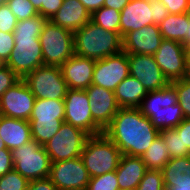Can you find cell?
<instances>
[{
  "label": "cell",
  "instance_id": "obj_1",
  "mask_svg": "<svg viewBox=\"0 0 190 190\" xmlns=\"http://www.w3.org/2000/svg\"><path fill=\"white\" fill-rule=\"evenodd\" d=\"M103 133L122 154L142 157L159 130L139 108H120Z\"/></svg>",
  "mask_w": 190,
  "mask_h": 190
},
{
  "label": "cell",
  "instance_id": "obj_2",
  "mask_svg": "<svg viewBox=\"0 0 190 190\" xmlns=\"http://www.w3.org/2000/svg\"><path fill=\"white\" fill-rule=\"evenodd\" d=\"M47 19L40 14L18 21L13 35L15 45L5 65L20 79L44 65L39 36Z\"/></svg>",
  "mask_w": 190,
  "mask_h": 190
},
{
  "label": "cell",
  "instance_id": "obj_3",
  "mask_svg": "<svg viewBox=\"0 0 190 190\" xmlns=\"http://www.w3.org/2000/svg\"><path fill=\"white\" fill-rule=\"evenodd\" d=\"M123 51V38L91 20L74 33V54L94 60L104 59Z\"/></svg>",
  "mask_w": 190,
  "mask_h": 190
},
{
  "label": "cell",
  "instance_id": "obj_4",
  "mask_svg": "<svg viewBox=\"0 0 190 190\" xmlns=\"http://www.w3.org/2000/svg\"><path fill=\"white\" fill-rule=\"evenodd\" d=\"M121 156L122 152L104 133L90 135L81 153L90 178L115 171Z\"/></svg>",
  "mask_w": 190,
  "mask_h": 190
},
{
  "label": "cell",
  "instance_id": "obj_5",
  "mask_svg": "<svg viewBox=\"0 0 190 190\" xmlns=\"http://www.w3.org/2000/svg\"><path fill=\"white\" fill-rule=\"evenodd\" d=\"M39 41L44 65L61 67L74 55V33L50 20L44 24Z\"/></svg>",
  "mask_w": 190,
  "mask_h": 190
},
{
  "label": "cell",
  "instance_id": "obj_6",
  "mask_svg": "<svg viewBox=\"0 0 190 190\" xmlns=\"http://www.w3.org/2000/svg\"><path fill=\"white\" fill-rule=\"evenodd\" d=\"M11 156L14 169L28 181L48 178L52 162L44 146L35 140L11 150Z\"/></svg>",
  "mask_w": 190,
  "mask_h": 190
},
{
  "label": "cell",
  "instance_id": "obj_7",
  "mask_svg": "<svg viewBox=\"0 0 190 190\" xmlns=\"http://www.w3.org/2000/svg\"><path fill=\"white\" fill-rule=\"evenodd\" d=\"M23 80L36 99L64 100L68 90L59 66L42 65Z\"/></svg>",
  "mask_w": 190,
  "mask_h": 190
},
{
  "label": "cell",
  "instance_id": "obj_8",
  "mask_svg": "<svg viewBox=\"0 0 190 190\" xmlns=\"http://www.w3.org/2000/svg\"><path fill=\"white\" fill-rule=\"evenodd\" d=\"M89 136L84 130L63 122L57 134L43 146L51 162L66 161L81 157Z\"/></svg>",
  "mask_w": 190,
  "mask_h": 190
},
{
  "label": "cell",
  "instance_id": "obj_9",
  "mask_svg": "<svg viewBox=\"0 0 190 190\" xmlns=\"http://www.w3.org/2000/svg\"><path fill=\"white\" fill-rule=\"evenodd\" d=\"M48 178L57 190H86L90 181L81 157L52 162Z\"/></svg>",
  "mask_w": 190,
  "mask_h": 190
},
{
  "label": "cell",
  "instance_id": "obj_10",
  "mask_svg": "<svg viewBox=\"0 0 190 190\" xmlns=\"http://www.w3.org/2000/svg\"><path fill=\"white\" fill-rule=\"evenodd\" d=\"M64 104V122L84 130L89 135L103 133V130L93 121L85 90L68 89Z\"/></svg>",
  "mask_w": 190,
  "mask_h": 190
},
{
  "label": "cell",
  "instance_id": "obj_11",
  "mask_svg": "<svg viewBox=\"0 0 190 190\" xmlns=\"http://www.w3.org/2000/svg\"><path fill=\"white\" fill-rule=\"evenodd\" d=\"M130 75L127 53L118 54L96 60L92 84L113 91Z\"/></svg>",
  "mask_w": 190,
  "mask_h": 190
},
{
  "label": "cell",
  "instance_id": "obj_12",
  "mask_svg": "<svg viewBox=\"0 0 190 190\" xmlns=\"http://www.w3.org/2000/svg\"><path fill=\"white\" fill-rule=\"evenodd\" d=\"M127 57L130 75L138 79L148 92L161 90L170 84L153 55L127 53Z\"/></svg>",
  "mask_w": 190,
  "mask_h": 190
},
{
  "label": "cell",
  "instance_id": "obj_13",
  "mask_svg": "<svg viewBox=\"0 0 190 190\" xmlns=\"http://www.w3.org/2000/svg\"><path fill=\"white\" fill-rule=\"evenodd\" d=\"M153 57L169 82L184 78L186 48L183 44L163 39Z\"/></svg>",
  "mask_w": 190,
  "mask_h": 190
},
{
  "label": "cell",
  "instance_id": "obj_14",
  "mask_svg": "<svg viewBox=\"0 0 190 190\" xmlns=\"http://www.w3.org/2000/svg\"><path fill=\"white\" fill-rule=\"evenodd\" d=\"M35 100L30 88L20 79L0 97L2 114L29 121Z\"/></svg>",
  "mask_w": 190,
  "mask_h": 190
},
{
  "label": "cell",
  "instance_id": "obj_15",
  "mask_svg": "<svg viewBox=\"0 0 190 190\" xmlns=\"http://www.w3.org/2000/svg\"><path fill=\"white\" fill-rule=\"evenodd\" d=\"M93 121L104 131L120 106L113 91L91 84L85 89Z\"/></svg>",
  "mask_w": 190,
  "mask_h": 190
},
{
  "label": "cell",
  "instance_id": "obj_16",
  "mask_svg": "<svg viewBox=\"0 0 190 190\" xmlns=\"http://www.w3.org/2000/svg\"><path fill=\"white\" fill-rule=\"evenodd\" d=\"M154 0H130L120 11V35L153 24Z\"/></svg>",
  "mask_w": 190,
  "mask_h": 190
},
{
  "label": "cell",
  "instance_id": "obj_17",
  "mask_svg": "<svg viewBox=\"0 0 190 190\" xmlns=\"http://www.w3.org/2000/svg\"><path fill=\"white\" fill-rule=\"evenodd\" d=\"M163 38L156 24L130 31L123 37V51L133 54L153 55L161 45Z\"/></svg>",
  "mask_w": 190,
  "mask_h": 190
},
{
  "label": "cell",
  "instance_id": "obj_18",
  "mask_svg": "<svg viewBox=\"0 0 190 190\" xmlns=\"http://www.w3.org/2000/svg\"><path fill=\"white\" fill-rule=\"evenodd\" d=\"M96 60L74 54L60 68L68 89L85 90L92 84Z\"/></svg>",
  "mask_w": 190,
  "mask_h": 190
},
{
  "label": "cell",
  "instance_id": "obj_19",
  "mask_svg": "<svg viewBox=\"0 0 190 190\" xmlns=\"http://www.w3.org/2000/svg\"><path fill=\"white\" fill-rule=\"evenodd\" d=\"M91 20V13L79 0H63L62 6L50 21L75 33Z\"/></svg>",
  "mask_w": 190,
  "mask_h": 190
},
{
  "label": "cell",
  "instance_id": "obj_20",
  "mask_svg": "<svg viewBox=\"0 0 190 190\" xmlns=\"http://www.w3.org/2000/svg\"><path fill=\"white\" fill-rule=\"evenodd\" d=\"M147 170L142 157L122 154L119 165L115 170L119 190H135Z\"/></svg>",
  "mask_w": 190,
  "mask_h": 190
},
{
  "label": "cell",
  "instance_id": "obj_21",
  "mask_svg": "<svg viewBox=\"0 0 190 190\" xmlns=\"http://www.w3.org/2000/svg\"><path fill=\"white\" fill-rule=\"evenodd\" d=\"M161 171L166 190H190V156L170 158Z\"/></svg>",
  "mask_w": 190,
  "mask_h": 190
},
{
  "label": "cell",
  "instance_id": "obj_22",
  "mask_svg": "<svg viewBox=\"0 0 190 190\" xmlns=\"http://www.w3.org/2000/svg\"><path fill=\"white\" fill-rule=\"evenodd\" d=\"M0 137L9 150L33 140L29 121L4 115L0 119Z\"/></svg>",
  "mask_w": 190,
  "mask_h": 190
},
{
  "label": "cell",
  "instance_id": "obj_23",
  "mask_svg": "<svg viewBox=\"0 0 190 190\" xmlns=\"http://www.w3.org/2000/svg\"><path fill=\"white\" fill-rule=\"evenodd\" d=\"M148 91L138 79L129 75L114 90L120 108H139Z\"/></svg>",
  "mask_w": 190,
  "mask_h": 190
},
{
  "label": "cell",
  "instance_id": "obj_24",
  "mask_svg": "<svg viewBox=\"0 0 190 190\" xmlns=\"http://www.w3.org/2000/svg\"><path fill=\"white\" fill-rule=\"evenodd\" d=\"M189 22L187 13L169 14L158 27L163 39L180 42L189 48Z\"/></svg>",
  "mask_w": 190,
  "mask_h": 190
},
{
  "label": "cell",
  "instance_id": "obj_25",
  "mask_svg": "<svg viewBox=\"0 0 190 190\" xmlns=\"http://www.w3.org/2000/svg\"><path fill=\"white\" fill-rule=\"evenodd\" d=\"M178 103L176 92L174 88L169 84L167 87L161 90H155L148 92L143 98L142 103L139 107L141 113L149 118L153 111L170 107Z\"/></svg>",
  "mask_w": 190,
  "mask_h": 190
},
{
  "label": "cell",
  "instance_id": "obj_26",
  "mask_svg": "<svg viewBox=\"0 0 190 190\" xmlns=\"http://www.w3.org/2000/svg\"><path fill=\"white\" fill-rule=\"evenodd\" d=\"M64 100L36 99L29 120H64Z\"/></svg>",
  "mask_w": 190,
  "mask_h": 190
},
{
  "label": "cell",
  "instance_id": "obj_27",
  "mask_svg": "<svg viewBox=\"0 0 190 190\" xmlns=\"http://www.w3.org/2000/svg\"><path fill=\"white\" fill-rule=\"evenodd\" d=\"M184 114L179 103L168 106L166 108L153 111V114L149 117L151 123L159 130L174 129L183 120Z\"/></svg>",
  "mask_w": 190,
  "mask_h": 190
},
{
  "label": "cell",
  "instance_id": "obj_28",
  "mask_svg": "<svg viewBox=\"0 0 190 190\" xmlns=\"http://www.w3.org/2000/svg\"><path fill=\"white\" fill-rule=\"evenodd\" d=\"M142 160L147 166V169L153 170H162L170 160L168 147L160 135L153 141L151 146L143 154Z\"/></svg>",
  "mask_w": 190,
  "mask_h": 190
},
{
  "label": "cell",
  "instance_id": "obj_29",
  "mask_svg": "<svg viewBox=\"0 0 190 190\" xmlns=\"http://www.w3.org/2000/svg\"><path fill=\"white\" fill-rule=\"evenodd\" d=\"M64 120H29L32 139L45 145L57 134Z\"/></svg>",
  "mask_w": 190,
  "mask_h": 190
},
{
  "label": "cell",
  "instance_id": "obj_30",
  "mask_svg": "<svg viewBox=\"0 0 190 190\" xmlns=\"http://www.w3.org/2000/svg\"><path fill=\"white\" fill-rule=\"evenodd\" d=\"M120 17V11L103 6L91 14V21L108 31L120 33Z\"/></svg>",
  "mask_w": 190,
  "mask_h": 190
},
{
  "label": "cell",
  "instance_id": "obj_31",
  "mask_svg": "<svg viewBox=\"0 0 190 190\" xmlns=\"http://www.w3.org/2000/svg\"><path fill=\"white\" fill-rule=\"evenodd\" d=\"M159 135L163 138L168 147L170 158L190 156V151L188 149H183L182 138L175 129L159 131Z\"/></svg>",
  "mask_w": 190,
  "mask_h": 190
},
{
  "label": "cell",
  "instance_id": "obj_32",
  "mask_svg": "<svg viewBox=\"0 0 190 190\" xmlns=\"http://www.w3.org/2000/svg\"><path fill=\"white\" fill-rule=\"evenodd\" d=\"M174 88L178 103L184 114V118H190V80L182 78L170 82Z\"/></svg>",
  "mask_w": 190,
  "mask_h": 190
},
{
  "label": "cell",
  "instance_id": "obj_33",
  "mask_svg": "<svg viewBox=\"0 0 190 190\" xmlns=\"http://www.w3.org/2000/svg\"><path fill=\"white\" fill-rule=\"evenodd\" d=\"M86 190H119L116 172L112 171L90 178Z\"/></svg>",
  "mask_w": 190,
  "mask_h": 190
},
{
  "label": "cell",
  "instance_id": "obj_34",
  "mask_svg": "<svg viewBox=\"0 0 190 190\" xmlns=\"http://www.w3.org/2000/svg\"><path fill=\"white\" fill-rule=\"evenodd\" d=\"M29 181L14 168L0 177V190H27Z\"/></svg>",
  "mask_w": 190,
  "mask_h": 190
},
{
  "label": "cell",
  "instance_id": "obj_35",
  "mask_svg": "<svg viewBox=\"0 0 190 190\" xmlns=\"http://www.w3.org/2000/svg\"><path fill=\"white\" fill-rule=\"evenodd\" d=\"M164 180L161 170L148 169L135 190H164Z\"/></svg>",
  "mask_w": 190,
  "mask_h": 190
},
{
  "label": "cell",
  "instance_id": "obj_36",
  "mask_svg": "<svg viewBox=\"0 0 190 190\" xmlns=\"http://www.w3.org/2000/svg\"><path fill=\"white\" fill-rule=\"evenodd\" d=\"M7 5L18 21L34 17L38 14L29 0H8Z\"/></svg>",
  "mask_w": 190,
  "mask_h": 190
},
{
  "label": "cell",
  "instance_id": "obj_37",
  "mask_svg": "<svg viewBox=\"0 0 190 190\" xmlns=\"http://www.w3.org/2000/svg\"><path fill=\"white\" fill-rule=\"evenodd\" d=\"M18 23L10 7L5 4L0 6V31L4 33H13Z\"/></svg>",
  "mask_w": 190,
  "mask_h": 190
},
{
  "label": "cell",
  "instance_id": "obj_38",
  "mask_svg": "<svg viewBox=\"0 0 190 190\" xmlns=\"http://www.w3.org/2000/svg\"><path fill=\"white\" fill-rule=\"evenodd\" d=\"M19 80L20 78L8 66H3L0 69V97Z\"/></svg>",
  "mask_w": 190,
  "mask_h": 190
},
{
  "label": "cell",
  "instance_id": "obj_39",
  "mask_svg": "<svg viewBox=\"0 0 190 190\" xmlns=\"http://www.w3.org/2000/svg\"><path fill=\"white\" fill-rule=\"evenodd\" d=\"M15 45L13 33H4L0 31V59L5 63Z\"/></svg>",
  "mask_w": 190,
  "mask_h": 190
},
{
  "label": "cell",
  "instance_id": "obj_40",
  "mask_svg": "<svg viewBox=\"0 0 190 190\" xmlns=\"http://www.w3.org/2000/svg\"><path fill=\"white\" fill-rule=\"evenodd\" d=\"M167 8L169 14L187 13L189 0H160Z\"/></svg>",
  "mask_w": 190,
  "mask_h": 190
},
{
  "label": "cell",
  "instance_id": "obj_41",
  "mask_svg": "<svg viewBox=\"0 0 190 190\" xmlns=\"http://www.w3.org/2000/svg\"><path fill=\"white\" fill-rule=\"evenodd\" d=\"M62 3L63 0H43L41 15L50 20L62 6Z\"/></svg>",
  "mask_w": 190,
  "mask_h": 190
},
{
  "label": "cell",
  "instance_id": "obj_42",
  "mask_svg": "<svg viewBox=\"0 0 190 190\" xmlns=\"http://www.w3.org/2000/svg\"><path fill=\"white\" fill-rule=\"evenodd\" d=\"M14 168V163L11 156V150L8 148L0 150V177L7 174Z\"/></svg>",
  "mask_w": 190,
  "mask_h": 190
},
{
  "label": "cell",
  "instance_id": "obj_43",
  "mask_svg": "<svg viewBox=\"0 0 190 190\" xmlns=\"http://www.w3.org/2000/svg\"><path fill=\"white\" fill-rule=\"evenodd\" d=\"M183 141V149L190 151V118H185L177 127L174 128Z\"/></svg>",
  "mask_w": 190,
  "mask_h": 190
},
{
  "label": "cell",
  "instance_id": "obj_44",
  "mask_svg": "<svg viewBox=\"0 0 190 190\" xmlns=\"http://www.w3.org/2000/svg\"><path fill=\"white\" fill-rule=\"evenodd\" d=\"M169 15L167 8L160 0H154L153 24L159 25Z\"/></svg>",
  "mask_w": 190,
  "mask_h": 190
},
{
  "label": "cell",
  "instance_id": "obj_45",
  "mask_svg": "<svg viewBox=\"0 0 190 190\" xmlns=\"http://www.w3.org/2000/svg\"><path fill=\"white\" fill-rule=\"evenodd\" d=\"M27 190H57L49 178L29 181Z\"/></svg>",
  "mask_w": 190,
  "mask_h": 190
},
{
  "label": "cell",
  "instance_id": "obj_46",
  "mask_svg": "<svg viewBox=\"0 0 190 190\" xmlns=\"http://www.w3.org/2000/svg\"><path fill=\"white\" fill-rule=\"evenodd\" d=\"M84 7L92 14L95 10L103 7L105 0H79Z\"/></svg>",
  "mask_w": 190,
  "mask_h": 190
},
{
  "label": "cell",
  "instance_id": "obj_47",
  "mask_svg": "<svg viewBox=\"0 0 190 190\" xmlns=\"http://www.w3.org/2000/svg\"><path fill=\"white\" fill-rule=\"evenodd\" d=\"M129 2L130 0H105L103 6L121 11Z\"/></svg>",
  "mask_w": 190,
  "mask_h": 190
},
{
  "label": "cell",
  "instance_id": "obj_48",
  "mask_svg": "<svg viewBox=\"0 0 190 190\" xmlns=\"http://www.w3.org/2000/svg\"><path fill=\"white\" fill-rule=\"evenodd\" d=\"M184 78L190 80V47L186 48V66Z\"/></svg>",
  "mask_w": 190,
  "mask_h": 190
},
{
  "label": "cell",
  "instance_id": "obj_49",
  "mask_svg": "<svg viewBox=\"0 0 190 190\" xmlns=\"http://www.w3.org/2000/svg\"><path fill=\"white\" fill-rule=\"evenodd\" d=\"M29 1L32 3L38 14L41 15V6L43 4V0H29Z\"/></svg>",
  "mask_w": 190,
  "mask_h": 190
},
{
  "label": "cell",
  "instance_id": "obj_50",
  "mask_svg": "<svg viewBox=\"0 0 190 190\" xmlns=\"http://www.w3.org/2000/svg\"><path fill=\"white\" fill-rule=\"evenodd\" d=\"M6 148V145L5 143L3 142L2 138L0 137V150L1 149H5Z\"/></svg>",
  "mask_w": 190,
  "mask_h": 190
},
{
  "label": "cell",
  "instance_id": "obj_51",
  "mask_svg": "<svg viewBox=\"0 0 190 190\" xmlns=\"http://www.w3.org/2000/svg\"><path fill=\"white\" fill-rule=\"evenodd\" d=\"M8 0H0V6L7 4Z\"/></svg>",
  "mask_w": 190,
  "mask_h": 190
},
{
  "label": "cell",
  "instance_id": "obj_52",
  "mask_svg": "<svg viewBox=\"0 0 190 190\" xmlns=\"http://www.w3.org/2000/svg\"><path fill=\"white\" fill-rule=\"evenodd\" d=\"M187 14H188L189 19H190V0H189V6H188V11H187Z\"/></svg>",
  "mask_w": 190,
  "mask_h": 190
},
{
  "label": "cell",
  "instance_id": "obj_53",
  "mask_svg": "<svg viewBox=\"0 0 190 190\" xmlns=\"http://www.w3.org/2000/svg\"><path fill=\"white\" fill-rule=\"evenodd\" d=\"M5 66V63L0 59V69Z\"/></svg>",
  "mask_w": 190,
  "mask_h": 190
},
{
  "label": "cell",
  "instance_id": "obj_54",
  "mask_svg": "<svg viewBox=\"0 0 190 190\" xmlns=\"http://www.w3.org/2000/svg\"><path fill=\"white\" fill-rule=\"evenodd\" d=\"M189 47H190V22H189Z\"/></svg>",
  "mask_w": 190,
  "mask_h": 190
},
{
  "label": "cell",
  "instance_id": "obj_55",
  "mask_svg": "<svg viewBox=\"0 0 190 190\" xmlns=\"http://www.w3.org/2000/svg\"><path fill=\"white\" fill-rule=\"evenodd\" d=\"M3 117L2 110H1V105H0V119Z\"/></svg>",
  "mask_w": 190,
  "mask_h": 190
}]
</instances>
